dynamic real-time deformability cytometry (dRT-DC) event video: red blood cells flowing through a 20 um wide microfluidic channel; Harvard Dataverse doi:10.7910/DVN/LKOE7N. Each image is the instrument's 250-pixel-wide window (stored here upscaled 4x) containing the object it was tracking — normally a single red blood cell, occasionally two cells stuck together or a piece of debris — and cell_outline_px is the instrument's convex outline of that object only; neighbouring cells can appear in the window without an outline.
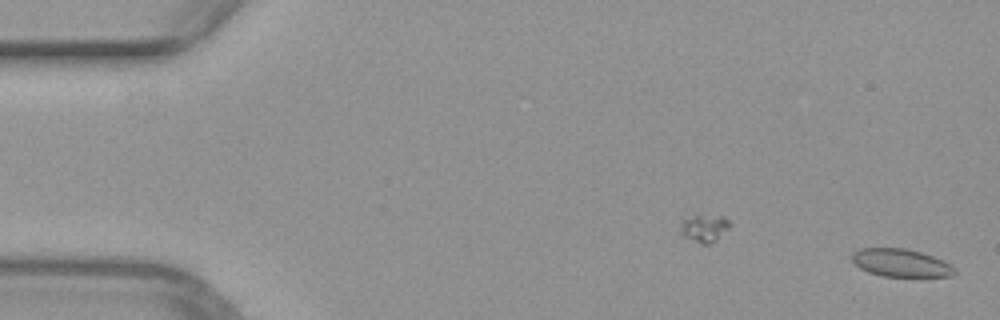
{"species": "common noctule bat (a hibernating species)", "species_latin": "Nyctalus noctula", "temperature_condition": "warm", "stored_images_in_passage": 15, "camera_frame_rate_fps": 3000, "um_per_image_px": 0.085, "animal": {"sex": "female", "body_mass_g": 29.2, "forearm_length_mm": 56.3}, "frame": {"image": 1, "passage_image": 1, "time_ms": 0.0, "image_size_px": [1000, 320], "cell_outline_px": [[956, 272], [952, 276], [880, 276], [868, 272], [860, 268], [852, 260], [852, 252], [860, 248], [904, 248], [920, 252], [932, 256], [956, 268]], "centroid_in_image_um": [76.53, 22.34], "position_along_channel_um": 8.5, "area_um2": 16.47}}
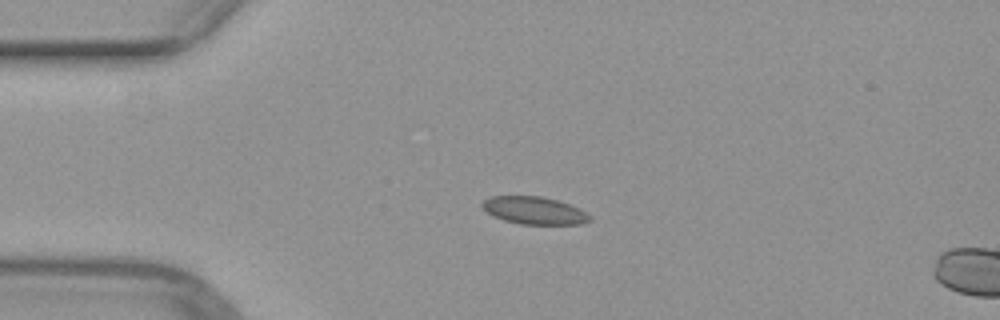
{"frame": {"image": 2, "passage_image": 12, "time_ms": 3.667, "image_size_px": [1000, 320], "cell_outline_px": [[592, 220], [580, 224], [520, 224], [504, 220], [492, 216], [480, 204], [484, 200], [492, 196], [544, 196], [580, 208], [592, 216]], "centroid_in_image_um": [45.43, 17.89], "position_along_channel_um": 39.6, "area_um2": 17.28}}